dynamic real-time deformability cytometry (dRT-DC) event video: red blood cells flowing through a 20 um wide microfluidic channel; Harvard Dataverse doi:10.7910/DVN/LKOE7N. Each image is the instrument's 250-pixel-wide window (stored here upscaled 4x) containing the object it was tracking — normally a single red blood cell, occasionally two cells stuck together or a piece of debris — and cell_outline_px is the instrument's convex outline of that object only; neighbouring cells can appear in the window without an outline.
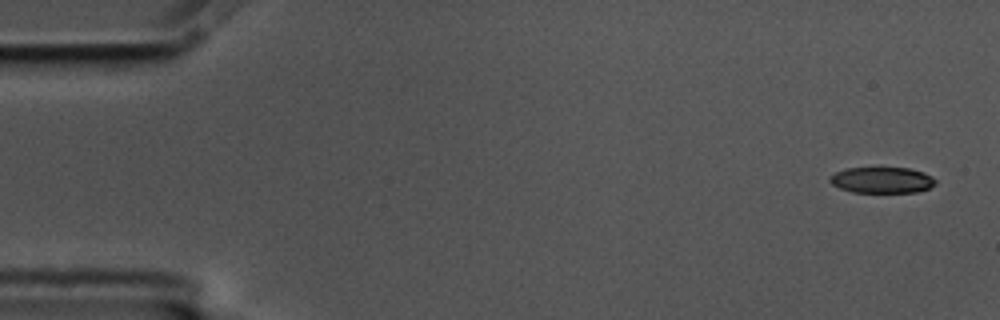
{"species": "common noctule bat (a hibernating species)", "species_latin": "Nyctalus noctula", "temperature_condition": "cold", "stored_images_in_passage": 4, "camera_frame_rate_fps": 3000, "um_per_image_px": 0.085, "animal": {"sex": "male", "body_mass_g": 17.5, "forearm_length_mm": 52.3}, "frame": {"image": 1, "passage_image": 1, "time_ms": 0.0, "image_size_px": [1000, 320], "cell_outline_px": [[936, 184], [928, 188], [916, 192], [852, 192], [840, 188], [832, 184], [828, 180], [836, 172], [844, 168], [908, 168], [924, 172], [932, 176], [936, 180]], "centroid_in_image_um": [74.98, 15.3], "position_along_channel_um": 10.0, "area_um2": 15.95}}